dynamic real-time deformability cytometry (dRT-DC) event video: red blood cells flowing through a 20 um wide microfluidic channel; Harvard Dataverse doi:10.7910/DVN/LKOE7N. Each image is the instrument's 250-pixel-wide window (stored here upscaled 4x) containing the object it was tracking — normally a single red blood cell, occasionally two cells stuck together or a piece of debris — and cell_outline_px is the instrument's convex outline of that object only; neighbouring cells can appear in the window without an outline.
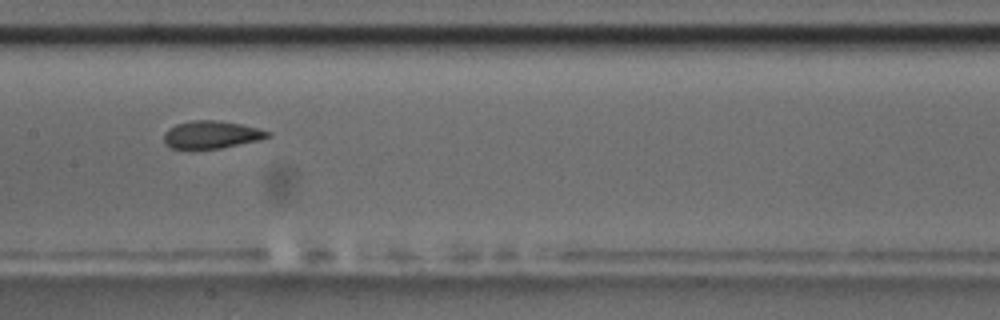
{"species": "common noctule bat (a hibernating species)", "species_latin": "Nyctalus noctula", "temperature_condition": "room temperature", "stored_images_in_passage": 15, "camera_frame_rate_fps": 3000, "um_per_image_px": 0.085, "animal": {"sex": "male", "body_mass_g": 17.5, "forearm_length_mm": 52.3}, "frame": {"image": 1, "passage_image": 7, "time_ms": 8.333, "image_size_px": [1000, 320], "cell_outline_px": [[272, 136], [260, 140], [220, 148], [172, 148], [164, 144], [164, 132], [168, 128], [176, 124], [192, 120], [216, 120], [240, 124], [256, 128], [268, 132]], "centroid_in_image_um": [17.94, 11.44], "position_along_channel_um": 189.5, "area_um2": 16.53}, "authors_computed_cell_mechanics": {"area_um2": 17.8024, "velocity_mm_per_s": 3.5441, "shape_relaxation_time_tau1_ms": 8.1554, "shape_relaxation_time_tau2_ms": 1.2102, "deformation_change_tau1": 0.1424, "deformation_change_tau2": 0.0303}}